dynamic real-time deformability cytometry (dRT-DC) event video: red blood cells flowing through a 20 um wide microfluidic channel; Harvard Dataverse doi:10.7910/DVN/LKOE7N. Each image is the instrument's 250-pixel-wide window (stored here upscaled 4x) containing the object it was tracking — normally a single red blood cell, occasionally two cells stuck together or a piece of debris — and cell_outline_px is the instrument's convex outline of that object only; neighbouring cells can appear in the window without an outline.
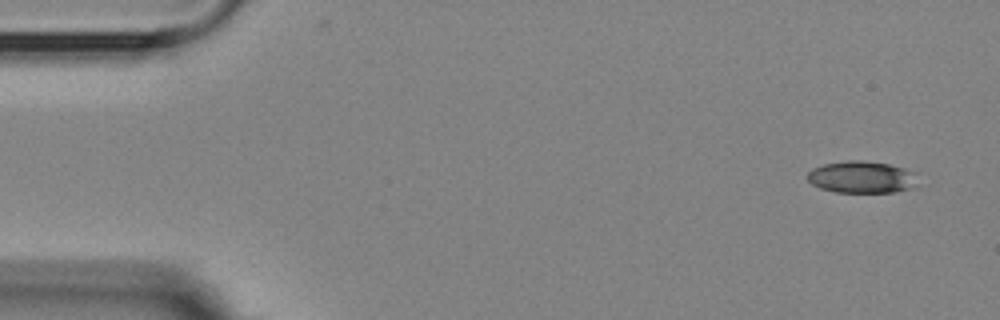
{"species": "Egyptian fruit bat (a non-hibernating species)", "species_latin": "Rousettus aegyptiacus", "temperature_condition": "room temperature", "stored_images_in_passage": 9, "camera_frame_rate_fps": 3000, "um_per_image_px": 0.085, "animal": {"sex": "female"}, "frame": {"image": 1, "passage_image": 1, "time_ms": 0.0, "image_size_px": [1000, 320], "cell_outline_px": [[916, 188], [892, 192], [836, 192], [820, 188], [812, 184], [808, 180], [808, 172], [812, 168], [824, 164], [848, 160], [860, 160], [888, 164], [904, 168], [916, 172]], "centroid_in_image_um": [73.27, 15.06], "position_along_channel_um": 11.7, "area_um2": 20.63}}
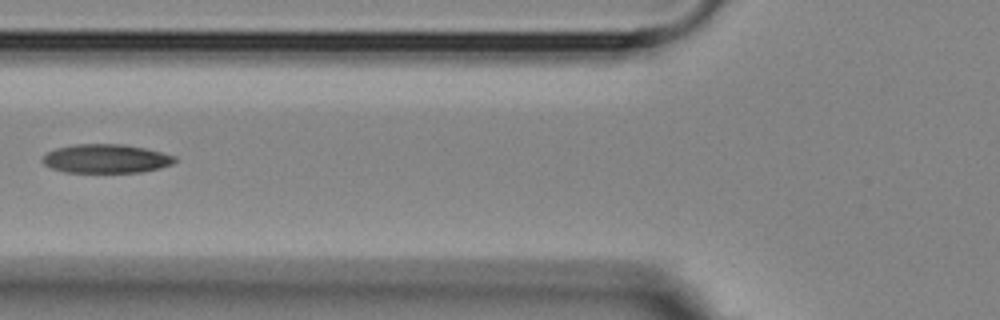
{"frame": {"image": 2, "passage_image": 6, "time_ms": 6.0, "image_size_px": [1000, 320], "cell_outline_px": [[176, 160], [172, 164], [160, 168], [140, 172], [64, 172], [52, 168], [44, 164], [40, 160], [48, 152], [56, 148], [76, 144], [124, 144], [144, 148], [176, 156]], "centroid_in_image_um": [9.0, 13.48], "position_along_channel_um": 116.8, "area_um2": 22.14}}
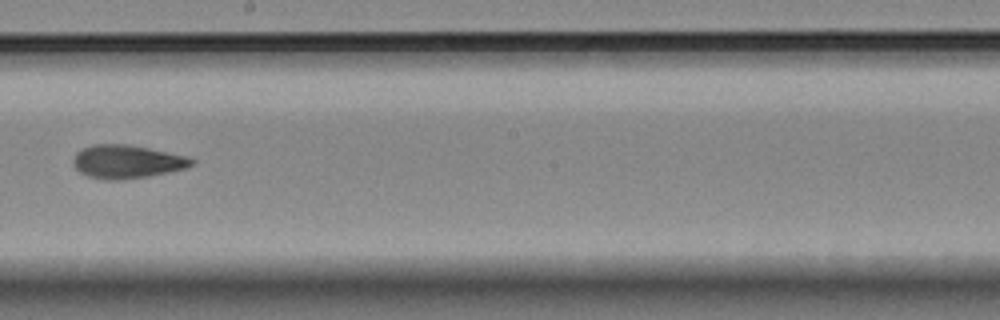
{"frame": {"image": 3, "passage_image": 9, "time_ms": 9.333, "image_size_px": [1000, 320], "cell_outline_px": [[196, 164], [184, 168], [168, 172], [148, 176], [124, 180], [104, 180], [88, 176], [80, 172], [72, 164], [72, 160], [76, 152], [80, 148], [92, 144], [128, 144], [188, 156], [196, 160]], "centroid_in_image_um": [10.77, 13.74], "position_along_channel_um": 237.4, "area_um2": 23.29}}